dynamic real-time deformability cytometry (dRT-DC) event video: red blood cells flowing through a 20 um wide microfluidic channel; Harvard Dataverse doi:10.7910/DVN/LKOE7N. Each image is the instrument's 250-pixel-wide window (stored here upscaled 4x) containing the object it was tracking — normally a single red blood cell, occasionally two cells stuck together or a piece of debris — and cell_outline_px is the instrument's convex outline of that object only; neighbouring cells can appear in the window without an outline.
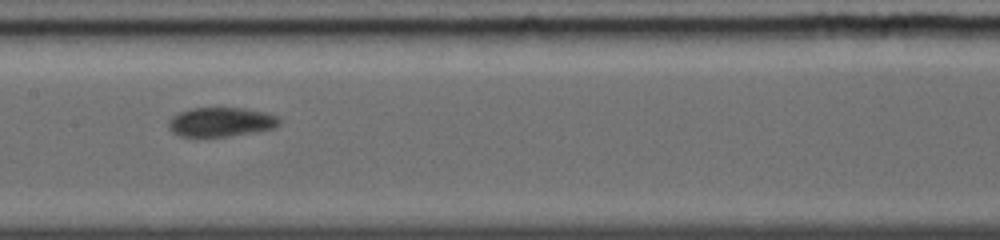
{"species": "common noctule bat (a hibernating species)", "species_latin": "Nyctalus noctula", "temperature_condition": "warm", "stored_images_in_passage": 8, "camera_frame_rate_fps": 5000, "um_per_image_px": 0.085, "animal": {"sex": "female", "body_mass_g": 19.0, "forearm_length_mm": 56.7}, "frame": {"image": 1, "passage_image": 7, "time_ms": 4.0, "image_size_px": [1000, 240], "cell_outline_px": [[284, 120], [276, 128], [260, 132], [228, 136], [180, 136], [172, 132], [168, 128], [168, 120], [176, 112], [192, 108], [244, 108], [264, 112], [276, 116]], "centroid_in_image_um": [18.81, 10.37], "position_along_channel_um": 188.6, "area_um2": 19.25}}